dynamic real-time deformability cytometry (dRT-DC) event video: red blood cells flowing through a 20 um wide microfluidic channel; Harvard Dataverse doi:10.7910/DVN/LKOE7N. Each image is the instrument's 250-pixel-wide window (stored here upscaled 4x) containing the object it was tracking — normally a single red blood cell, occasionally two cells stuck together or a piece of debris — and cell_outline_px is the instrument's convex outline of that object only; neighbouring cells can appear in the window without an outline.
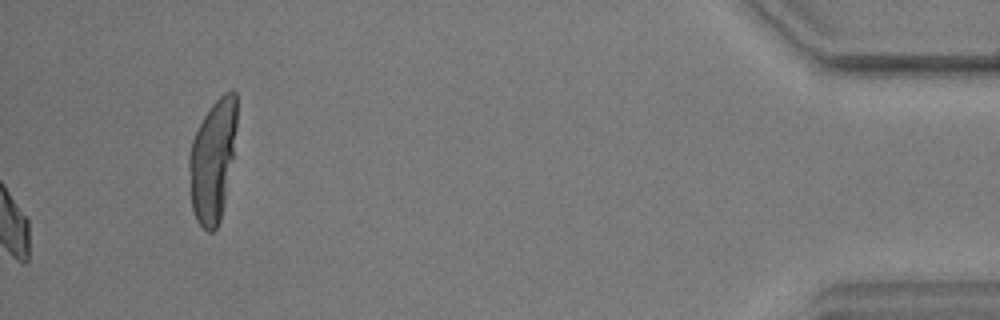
{"species": "common noctule bat (a hibernating species)", "species_latin": "Nyctalus noctula", "temperature_condition": "warm", "stored_images_in_passage": 46, "segment_of_instrument_passage": [2, 2], "camera_frame_rate_fps": 3000, "um_per_image_px": 0.085, "animal": {"sex": "male", "body_mass_g": 17.9, "forearm_length_mm": 54.2}, "frame": {"image": 1, "passage_image": 46, "time_ms": 15.0, "image_size_px": [1000, 320], "cell_outline_px": [[236, 128], [232, 156], [224, 204], [220, 220], [216, 228], [212, 232], [208, 232], [196, 220], [192, 208], [188, 168], [188, 156], [192, 140], [204, 116], [212, 104], [224, 92], [232, 88], [236, 92]], "centroid_in_image_um": [18.06, 13.63], "position_along_channel_um": 417.1, "area_um2": 33.64}}